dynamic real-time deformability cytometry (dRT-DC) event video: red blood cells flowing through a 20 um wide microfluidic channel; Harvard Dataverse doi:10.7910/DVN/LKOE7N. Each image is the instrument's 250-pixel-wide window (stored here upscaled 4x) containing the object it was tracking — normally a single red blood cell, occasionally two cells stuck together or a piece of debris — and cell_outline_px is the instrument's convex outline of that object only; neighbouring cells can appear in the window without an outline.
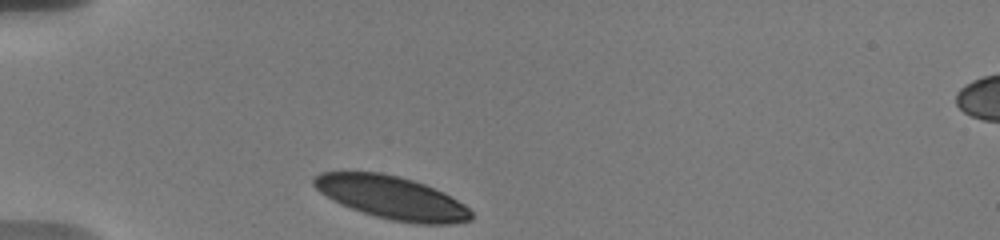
{"species": "human", "species_latin": "Homo sapiens", "temperature_condition": "warm", "stored_images_in_passage": 7, "camera_frame_rate_fps": 3000, "um_per_image_px": 0.085, "donor": {"sex": "male"}, "frame": {"image": 1, "passage_image": 1, "time_ms": 0.0, "image_size_px": [1000, 240], "cell_outline_px": [[472, 220], [448, 224], [420, 224], [392, 220], [376, 216], [340, 204], [332, 200], [320, 192], [312, 184], [312, 176], [320, 172], [380, 172], [412, 180], [424, 184], [444, 192], [464, 204], [472, 212]], "centroid_in_image_um": [33.29, 16.79], "position_along_channel_um": 51.7, "area_um2": 39.19}}
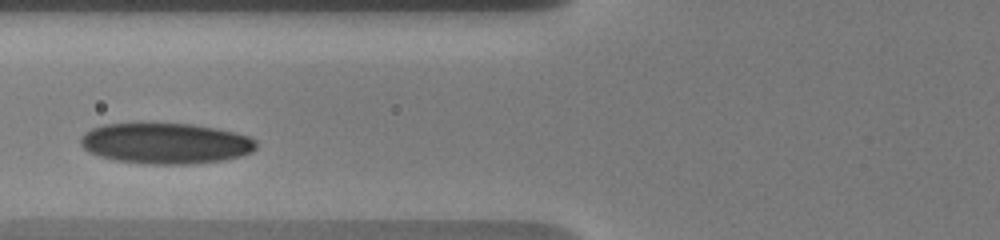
{"frame": {"image": 2, "passage_image": 5, "time_ms": 2.333, "image_size_px": [1000, 240], "cell_outline_px": [[256, 148], [252, 152], [240, 156], [224, 160], [192, 164], [152, 164], [116, 160], [100, 156], [88, 152], [80, 144], [80, 136], [84, 132], [92, 128], [104, 124], [192, 124], [216, 128], [236, 132], [248, 136], [256, 140]], "centroid_in_image_um": [14.09, 12.19], "position_along_channel_um": 111.7, "area_um2": 41.73}}
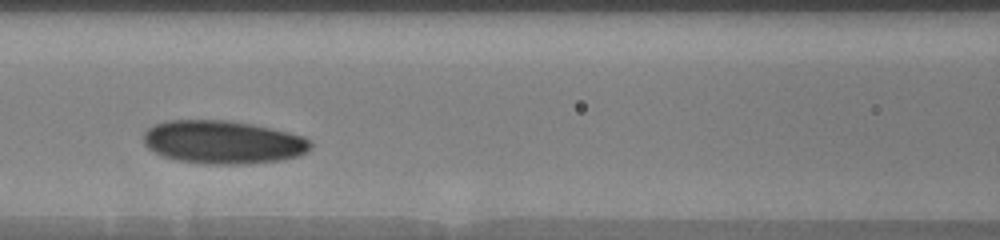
{"frame": {"image": 3, "passage_image": 6, "time_ms": 3.333, "image_size_px": [1000, 240], "cell_outline_px": [[312, 148], [308, 152], [300, 156], [284, 160], [248, 164], [204, 164], [176, 160], [164, 156], [148, 148], [144, 144], [144, 132], [152, 124], [164, 120], [228, 120], [252, 124], [288, 132], [304, 136], [312, 140]], "centroid_in_image_um": [18.99, 12.08], "position_along_channel_um": 147.6, "area_um2": 42.66}}